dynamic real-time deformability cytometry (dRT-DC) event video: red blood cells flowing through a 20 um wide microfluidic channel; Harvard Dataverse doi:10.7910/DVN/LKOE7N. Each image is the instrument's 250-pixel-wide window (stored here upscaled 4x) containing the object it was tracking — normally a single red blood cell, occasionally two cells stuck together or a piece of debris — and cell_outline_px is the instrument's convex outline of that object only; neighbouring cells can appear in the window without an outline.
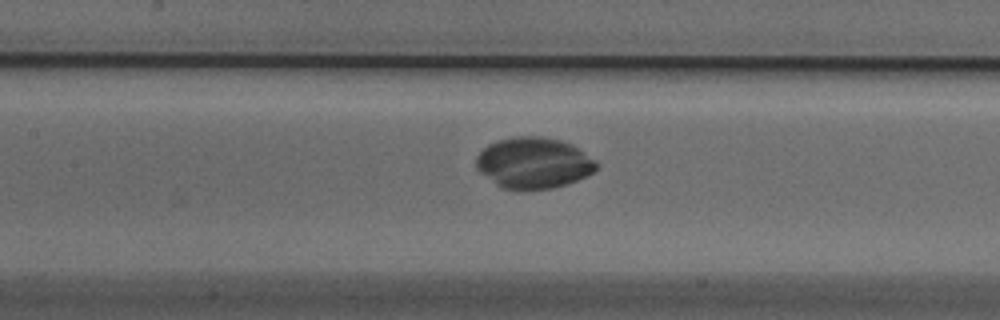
{"species": "Egyptian fruit bat (a non-hibernating species)", "species_latin": "Rousettus aegyptiacus", "temperature_condition": "cold", "stored_images_in_passage": 31, "camera_frame_rate_fps": 3000, "um_per_image_px": 0.085, "animal": {"sex": "male"}, "frame": {"image": 1, "passage_image": 18, "time_ms": 5.667, "image_size_px": [1000, 320], "cell_outline_px": [[596, 168], [592, 172], [576, 180], [552, 188], [504, 188], [496, 184], [480, 172], [476, 168], [476, 156], [488, 144], [496, 140], [520, 136], [540, 136], [560, 140], [572, 144], [596, 160]], "centroid_in_image_um": [45.33, 13.81], "position_along_channel_um": 162.1, "area_um2": 35.2}}